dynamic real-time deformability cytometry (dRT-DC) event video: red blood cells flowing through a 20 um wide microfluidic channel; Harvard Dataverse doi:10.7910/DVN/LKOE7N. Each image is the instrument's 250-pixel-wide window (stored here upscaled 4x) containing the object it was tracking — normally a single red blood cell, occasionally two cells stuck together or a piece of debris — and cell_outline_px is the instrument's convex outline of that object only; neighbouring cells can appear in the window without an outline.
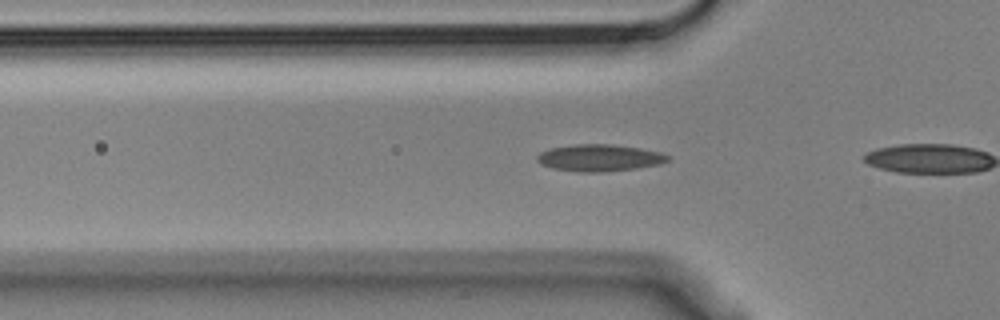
{"species": "Egyptian fruit bat (a non-hibernating species)", "species_latin": "Rousettus aegyptiacus", "temperature_condition": "cold", "stored_images_in_passage": 3, "camera_frame_rate_fps": 3000, "um_per_image_px": 0.085, "animal": {"sex": "male"}, "frame": {"image": 1, "passage_image": 2, "time_ms": 0.333, "image_size_px": [1000, 320], "cell_outline_px": [[668, 160], [660, 164], [636, 168], [600, 172], [580, 172], [552, 168], [540, 164], [536, 160], [536, 156], [540, 152], [548, 148], [576, 144], [612, 144], [640, 148], [660, 152], [668, 156]], "centroid_in_image_um": [50.9, 13.41], "position_along_channel_um": 74.9, "area_um2": 20.46}}